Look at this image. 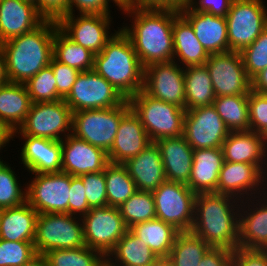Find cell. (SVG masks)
Listing matches in <instances>:
<instances>
[{"instance_id": "obj_1", "label": "cell", "mask_w": 267, "mask_h": 266, "mask_svg": "<svg viewBox=\"0 0 267 266\" xmlns=\"http://www.w3.org/2000/svg\"><path fill=\"white\" fill-rule=\"evenodd\" d=\"M131 14L133 25L121 30L130 38L135 52L145 68L153 63L173 61V23L179 14L174 9L138 8L124 11Z\"/></svg>"}, {"instance_id": "obj_2", "label": "cell", "mask_w": 267, "mask_h": 266, "mask_svg": "<svg viewBox=\"0 0 267 266\" xmlns=\"http://www.w3.org/2000/svg\"><path fill=\"white\" fill-rule=\"evenodd\" d=\"M235 200L239 203L238 198L226 194H196L191 232L211 247L235 250L239 242L238 207H243L241 203L236 205ZM231 202L236 204L233 205Z\"/></svg>"}, {"instance_id": "obj_3", "label": "cell", "mask_w": 267, "mask_h": 266, "mask_svg": "<svg viewBox=\"0 0 267 266\" xmlns=\"http://www.w3.org/2000/svg\"><path fill=\"white\" fill-rule=\"evenodd\" d=\"M54 20H45L34 30L2 44L8 82L25 84L41 69L50 65L53 57Z\"/></svg>"}, {"instance_id": "obj_4", "label": "cell", "mask_w": 267, "mask_h": 266, "mask_svg": "<svg viewBox=\"0 0 267 266\" xmlns=\"http://www.w3.org/2000/svg\"><path fill=\"white\" fill-rule=\"evenodd\" d=\"M125 98L143 90L144 67L134 50L130 38L119 29L104 49L94 55V68Z\"/></svg>"}, {"instance_id": "obj_5", "label": "cell", "mask_w": 267, "mask_h": 266, "mask_svg": "<svg viewBox=\"0 0 267 266\" xmlns=\"http://www.w3.org/2000/svg\"><path fill=\"white\" fill-rule=\"evenodd\" d=\"M128 101L152 142L183 135L185 109L153 98L144 90Z\"/></svg>"}, {"instance_id": "obj_6", "label": "cell", "mask_w": 267, "mask_h": 266, "mask_svg": "<svg viewBox=\"0 0 267 266\" xmlns=\"http://www.w3.org/2000/svg\"><path fill=\"white\" fill-rule=\"evenodd\" d=\"M131 109L128 99L113 108L72 113V134L108 153L114 143L121 118Z\"/></svg>"}, {"instance_id": "obj_7", "label": "cell", "mask_w": 267, "mask_h": 266, "mask_svg": "<svg viewBox=\"0 0 267 266\" xmlns=\"http://www.w3.org/2000/svg\"><path fill=\"white\" fill-rule=\"evenodd\" d=\"M86 246L83 223L68 213H38L34 248L43 255L55 249H73Z\"/></svg>"}, {"instance_id": "obj_8", "label": "cell", "mask_w": 267, "mask_h": 266, "mask_svg": "<svg viewBox=\"0 0 267 266\" xmlns=\"http://www.w3.org/2000/svg\"><path fill=\"white\" fill-rule=\"evenodd\" d=\"M263 0H233L226 15L229 51L241 52L267 27Z\"/></svg>"}, {"instance_id": "obj_9", "label": "cell", "mask_w": 267, "mask_h": 266, "mask_svg": "<svg viewBox=\"0 0 267 266\" xmlns=\"http://www.w3.org/2000/svg\"><path fill=\"white\" fill-rule=\"evenodd\" d=\"M19 131V132H18ZM72 134V110L64 99L54 102L32 103L23 124L12 133L13 136H34L62 141ZM61 133V134H60ZM15 134V135H14Z\"/></svg>"}, {"instance_id": "obj_10", "label": "cell", "mask_w": 267, "mask_h": 266, "mask_svg": "<svg viewBox=\"0 0 267 266\" xmlns=\"http://www.w3.org/2000/svg\"><path fill=\"white\" fill-rule=\"evenodd\" d=\"M152 194L157 219L172 225L179 232L191 231L196 194L187 184L166 180Z\"/></svg>"}, {"instance_id": "obj_11", "label": "cell", "mask_w": 267, "mask_h": 266, "mask_svg": "<svg viewBox=\"0 0 267 266\" xmlns=\"http://www.w3.org/2000/svg\"><path fill=\"white\" fill-rule=\"evenodd\" d=\"M82 217L79 222L82 220L86 246L105 258L128 230L117 207H92Z\"/></svg>"}, {"instance_id": "obj_12", "label": "cell", "mask_w": 267, "mask_h": 266, "mask_svg": "<svg viewBox=\"0 0 267 266\" xmlns=\"http://www.w3.org/2000/svg\"><path fill=\"white\" fill-rule=\"evenodd\" d=\"M126 99L95 70L80 72L71 92L64 99L72 113L82 110L113 108Z\"/></svg>"}, {"instance_id": "obj_13", "label": "cell", "mask_w": 267, "mask_h": 266, "mask_svg": "<svg viewBox=\"0 0 267 266\" xmlns=\"http://www.w3.org/2000/svg\"><path fill=\"white\" fill-rule=\"evenodd\" d=\"M35 174L25 190L26 202L38 213H68L71 175L64 172Z\"/></svg>"}, {"instance_id": "obj_14", "label": "cell", "mask_w": 267, "mask_h": 266, "mask_svg": "<svg viewBox=\"0 0 267 266\" xmlns=\"http://www.w3.org/2000/svg\"><path fill=\"white\" fill-rule=\"evenodd\" d=\"M205 65L216 97L249 95L251 79L246 73L240 52L210 54Z\"/></svg>"}, {"instance_id": "obj_15", "label": "cell", "mask_w": 267, "mask_h": 266, "mask_svg": "<svg viewBox=\"0 0 267 266\" xmlns=\"http://www.w3.org/2000/svg\"><path fill=\"white\" fill-rule=\"evenodd\" d=\"M229 133L213 105L186 110L183 137L193 150L221 148Z\"/></svg>"}, {"instance_id": "obj_16", "label": "cell", "mask_w": 267, "mask_h": 266, "mask_svg": "<svg viewBox=\"0 0 267 266\" xmlns=\"http://www.w3.org/2000/svg\"><path fill=\"white\" fill-rule=\"evenodd\" d=\"M143 90L153 98L186 110L184 67L175 61L145 67Z\"/></svg>"}, {"instance_id": "obj_17", "label": "cell", "mask_w": 267, "mask_h": 266, "mask_svg": "<svg viewBox=\"0 0 267 266\" xmlns=\"http://www.w3.org/2000/svg\"><path fill=\"white\" fill-rule=\"evenodd\" d=\"M110 15L74 14L62 16L58 21L59 29L73 42L89 49L93 54L100 53L114 36L109 35Z\"/></svg>"}, {"instance_id": "obj_18", "label": "cell", "mask_w": 267, "mask_h": 266, "mask_svg": "<svg viewBox=\"0 0 267 266\" xmlns=\"http://www.w3.org/2000/svg\"><path fill=\"white\" fill-rule=\"evenodd\" d=\"M65 140V141H64ZM62 172L71 176L104 171L109 164L107 153L73 134L61 141Z\"/></svg>"}, {"instance_id": "obj_19", "label": "cell", "mask_w": 267, "mask_h": 266, "mask_svg": "<svg viewBox=\"0 0 267 266\" xmlns=\"http://www.w3.org/2000/svg\"><path fill=\"white\" fill-rule=\"evenodd\" d=\"M179 13L191 24L198 41L209 54L229 51L225 17L209 12H196L188 4Z\"/></svg>"}, {"instance_id": "obj_20", "label": "cell", "mask_w": 267, "mask_h": 266, "mask_svg": "<svg viewBox=\"0 0 267 266\" xmlns=\"http://www.w3.org/2000/svg\"><path fill=\"white\" fill-rule=\"evenodd\" d=\"M151 143L140 118L130 109L121 118L114 143L107 153L109 163L124 164Z\"/></svg>"}, {"instance_id": "obj_21", "label": "cell", "mask_w": 267, "mask_h": 266, "mask_svg": "<svg viewBox=\"0 0 267 266\" xmlns=\"http://www.w3.org/2000/svg\"><path fill=\"white\" fill-rule=\"evenodd\" d=\"M264 174H266V172H262L254 164L224 161L219 173L217 193L235 196L239 201L244 203V199L242 201V199H240L241 197L245 194L249 196L251 191L253 192L250 193L252 197L253 194H255L254 191H256V189L259 190L258 187L264 185L263 182L266 181L264 178L266 179L267 177H264Z\"/></svg>"}, {"instance_id": "obj_22", "label": "cell", "mask_w": 267, "mask_h": 266, "mask_svg": "<svg viewBox=\"0 0 267 266\" xmlns=\"http://www.w3.org/2000/svg\"><path fill=\"white\" fill-rule=\"evenodd\" d=\"M45 20L36 6L29 2L0 1V34L3 42L34 30Z\"/></svg>"}, {"instance_id": "obj_23", "label": "cell", "mask_w": 267, "mask_h": 266, "mask_svg": "<svg viewBox=\"0 0 267 266\" xmlns=\"http://www.w3.org/2000/svg\"><path fill=\"white\" fill-rule=\"evenodd\" d=\"M22 137L25 143L20 158L27 170L32 174L62 172L61 141L34 136Z\"/></svg>"}, {"instance_id": "obj_24", "label": "cell", "mask_w": 267, "mask_h": 266, "mask_svg": "<svg viewBox=\"0 0 267 266\" xmlns=\"http://www.w3.org/2000/svg\"><path fill=\"white\" fill-rule=\"evenodd\" d=\"M155 143L160 151L166 180L188 184L192 170L193 149L183 135L163 138Z\"/></svg>"}, {"instance_id": "obj_25", "label": "cell", "mask_w": 267, "mask_h": 266, "mask_svg": "<svg viewBox=\"0 0 267 266\" xmlns=\"http://www.w3.org/2000/svg\"><path fill=\"white\" fill-rule=\"evenodd\" d=\"M123 165L135 182L137 190L153 192L166 181L162 158L155 142L137 156L129 158Z\"/></svg>"}, {"instance_id": "obj_26", "label": "cell", "mask_w": 267, "mask_h": 266, "mask_svg": "<svg viewBox=\"0 0 267 266\" xmlns=\"http://www.w3.org/2000/svg\"><path fill=\"white\" fill-rule=\"evenodd\" d=\"M224 163L221 148L193 150L192 170L187 186L195 193H217L219 173Z\"/></svg>"}, {"instance_id": "obj_27", "label": "cell", "mask_w": 267, "mask_h": 266, "mask_svg": "<svg viewBox=\"0 0 267 266\" xmlns=\"http://www.w3.org/2000/svg\"><path fill=\"white\" fill-rule=\"evenodd\" d=\"M224 161L234 163H250L256 165L262 172L267 159L266 150L259 133L253 131H230L221 146ZM264 159V160H263ZM264 162V163H263Z\"/></svg>"}, {"instance_id": "obj_28", "label": "cell", "mask_w": 267, "mask_h": 266, "mask_svg": "<svg viewBox=\"0 0 267 266\" xmlns=\"http://www.w3.org/2000/svg\"><path fill=\"white\" fill-rule=\"evenodd\" d=\"M32 101L25 84L6 82L0 85V126L11 134L23 124Z\"/></svg>"}, {"instance_id": "obj_29", "label": "cell", "mask_w": 267, "mask_h": 266, "mask_svg": "<svg viewBox=\"0 0 267 266\" xmlns=\"http://www.w3.org/2000/svg\"><path fill=\"white\" fill-rule=\"evenodd\" d=\"M38 212L27 202L0 210V239L34 242Z\"/></svg>"}, {"instance_id": "obj_30", "label": "cell", "mask_w": 267, "mask_h": 266, "mask_svg": "<svg viewBox=\"0 0 267 266\" xmlns=\"http://www.w3.org/2000/svg\"><path fill=\"white\" fill-rule=\"evenodd\" d=\"M174 56L185 66L205 65L210 54L198 41L191 24L179 13L173 23ZM177 56V57H176Z\"/></svg>"}, {"instance_id": "obj_31", "label": "cell", "mask_w": 267, "mask_h": 266, "mask_svg": "<svg viewBox=\"0 0 267 266\" xmlns=\"http://www.w3.org/2000/svg\"><path fill=\"white\" fill-rule=\"evenodd\" d=\"M264 196L265 197L261 199V201H263V199L265 200L262 204L261 201L259 205L256 202V207V205L251 206V204L249 205L248 203L249 213L246 210L239 214L238 247L267 250V199H265V194ZM250 207L256 208L251 209Z\"/></svg>"}, {"instance_id": "obj_32", "label": "cell", "mask_w": 267, "mask_h": 266, "mask_svg": "<svg viewBox=\"0 0 267 266\" xmlns=\"http://www.w3.org/2000/svg\"><path fill=\"white\" fill-rule=\"evenodd\" d=\"M115 262L113 261V258ZM109 257V258H108ZM159 257L129 229L105 258V265L151 266ZM120 262V263H119ZM117 263V264H116Z\"/></svg>"}, {"instance_id": "obj_33", "label": "cell", "mask_w": 267, "mask_h": 266, "mask_svg": "<svg viewBox=\"0 0 267 266\" xmlns=\"http://www.w3.org/2000/svg\"><path fill=\"white\" fill-rule=\"evenodd\" d=\"M129 230L146 243L159 258H168L179 233L172 225L157 218L137 223Z\"/></svg>"}, {"instance_id": "obj_34", "label": "cell", "mask_w": 267, "mask_h": 266, "mask_svg": "<svg viewBox=\"0 0 267 266\" xmlns=\"http://www.w3.org/2000/svg\"><path fill=\"white\" fill-rule=\"evenodd\" d=\"M184 84L186 110L213 105L216 96L206 65L185 67Z\"/></svg>"}, {"instance_id": "obj_35", "label": "cell", "mask_w": 267, "mask_h": 266, "mask_svg": "<svg viewBox=\"0 0 267 266\" xmlns=\"http://www.w3.org/2000/svg\"><path fill=\"white\" fill-rule=\"evenodd\" d=\"M94 55L89 49L73 42L59 28L55 31L53 57L80 72L93 70Z\"/></svg>"}, {"instance_id": "obj_36", "label": "cell", "mask_w": 267, "mask_h": 266, "mask_svg": "<svg viewBox=\"0 0 267 266\" xmlns=\"http://www.w3.org/2000/svg\"><path fill=\"white\" fill-rule=\"evenodd\" d=\"M211 246L191 231L179 232L169 253L173 266H198Z\"/></svg>"}, {"instance_id": "obj_37", "label": "cell", "mask_w": 267, "mask_h": 266, "mask_svg": "<svg viewBox=\"0 0 267 266\" xmlns=\"http://www.w3.org/2000/svg\"><path fill=\"white\" fill-rule=\"evenodd\" d=\"M107 202L110 207L119 208L136 191L135 182L123 164L109 163L104 169Z\"/></svg>"}, {"instance_id": "obj_38", "label": "cell", "mask_w": 267, "mask_h": 266, "mask_svg": "<svg viewBox=\"0 0 267 266\" xmlns=\"http://www.w3.org/2000/svg\"><path fill=\"white\" fill-rule=\"evenodd\" d=\"M249 95L216 97L213 106L230 131H249Z\"/></svg>"}, {"instance_id": "obj_39", "label": "cell", "mask_w": 267, "mask_h": 266, "mask_svg": "<svg viewBox=\"0 0 267 266\" xmlns=\"http://www.w3.org/2000/svg\"><path fill=\"white\" fill-rule=\"evenodd\" d=\"M48 266H102L105 257L88 246L73 249H55L43 254Z\"/></svg>"}, {"instance_id": "obj_40", "label": "cell", "mask_w": 267, "mask_h": 266, "mask_svg": "<svg viewBox=\"0 0 267 266\" xmlns=\"http://www.w3.org/2000/svg\"><path fill=\"white\" fill-rule=\"evenodd\" d=\"M119 210L128 229L137 223L156 219L154 197L150 191L137 190Z\"/></svg>"}, {"instance_id": "obj_41", "label": "cell", "mask_w": 267, "mask_h": 266, "mask_svg": "<svg viewBox=\"0 0 267 266\" xmlns=\"http://www.w3.org/2000/svg\"><path fill=\"white\" fill-rule=\"evenodd\" d=\"M56 78L49 65L30 78L25 86L32 103L54 102L63 98L57 93Z\"/></svg>"}, {"instance_id": "obj_42", "label": "cell", "mask_w": 267, "mask_h": 266, "mask_svg": "<svg viewBox=\"0 0 267 266\" xmlns=\"http://www.w3.org/2000/svg\"><path fill=\"white\" fill-rule=\"evenodd\" d=\"M8 164L0 159V210L11 208L26 202V193L22 191L16 174Z\"/></svg>"}, {"instance_id": "obj_43", "label": "cell", "mask_w": 267, "mask_h": 266, "mask_svg": "<svg viewBox=\"0 0 267 266\" xmlns=\"http://www.w3.org/2000/svg\"><path fill=\"white\" fill-rule=\"evenodd\" d=\"M246 73L250 79L267 67V27L259 37L241 52Z\"/></svg>"}, {"instance_id": "obj_44", "label": "cell", "mask_w": 267, "mask_h": 266, "mask_svg": "<svg viewBox=\"0 0 267 266\" xmlns=\"http://www.w3.org/2000/svg\"><path fill=\"white\" fill-rule=\"evenodd\" d=\"M36 255L34 242L0 239V266H22Z\"/></svg>"}, {"instance_id": "obj_45", "label": "cell", "mask_w": 267, "mask_h": 266, "mask_svg": "<svg viewBox=\"0 0 267 266\" xmlns=\"http://www.w3.org/2000/svg\"><path fill=\"white\" fill-rule=\"evenodd\" d=\"M85 187V196L90 208L107 206L104 171L80 175Z\"/></svg>"}, {"instance_id": "obj_46", "label": "cell", "mask_w": 267, "mask_h": 266, "mask_svg": "<svg viewBox=\"0 0 267 266\" xmlns=\"http://www.w3.org/2000/svg\"><path fill=\"white\" fill-rule=\"evenodd\" d=\"M249 130L259 133L267 126V94L251 90L248 97Z\"/></svg>"}, {"instance_id": "obj_47", "label": "cell", "mask_w": 267, "mask_h": 266, "mask_svg": "<svg viewBox=\"0 0 267 266\" xmlns=\"http://www.w3.org/2000/svg\"><path fill=\"white\" fill-rule=\"evenodd\" d=\"M50 66L56 78L57 93L65 99L71 92L72 86L80 71L57 61L54 57L50 61Z\"/></svg>"}, {"instance_id": "obj_48", "label": "cell", "mask_w": 267, "mask_h": 266, "mask_svg": "<svg viewBox=\"0 0 267 266\" xmlns=\"http://www.w3.org/2000/svg\"><path fill=\"white\" fill-rule=\"evenodd\" d=\"M85 187L80 176H71L70 195L68 202V214L74 215L80 213L85 215L91 208L87 203L85 196Z\"/></svg>"}, {"instance_id": "obj_49", "label": "cell", "mask_w": 267, "mask_h": 266, "mask_svg": "<svg viewBox=\"0 0 267 266\" xmlns=\"http://www.w3.org/2000/svg\"><path fill=\"white\" fill-rule=\"evenodd\" d=\"M232 266H267V250L237 247L232 252Z\"/></svg>"}, {"instance_id": "obj_50", "label": "cell", "mask_w": 267, "mask_h": 266, "mask_svg": "<svg viewBox=\"0 0 267 266\" xmlns=\"http://www.w3.org/2000/svg\"><path fill=\"white\" fill-rule=\"evenodd\" d=\"M110 0H68V14H73V7L81 14H102L110 15Z\"/></svg>"}, {"instance_id": "obj_51", "label": "cell", "mask_w": 267, "mask_h": 266, "mask_svg": "<svg viewBox=\"0 0 267 266\" xmlns=\"http://www.w3.org/2000/svg\"><path fill=\"white\" fill-rule=\"evenodd\" d=\"M37 10L46 20L58 21L68 14V0H37Z\"/></svg>"}, {"instance_id": "obj_52", "label": "cell", "mask_w": 267, "mask_h": 266, "mask_svg": "<svg viewBox=\"0 0 267 266\" xmlns=\"http://www.w3.org/2000/svg\"><path fill=\"white\" fill-rule=\"evenodd\" d=\"M194 1L188 0V5L196 12H209L216 16L226 17L233 0H199L197 4Z\"/></svg>"}, {"instance_id": "obj_53", "label": "cell", "mask_w": 267, "mask_h": 266, "mask_svg": "<svg viewBox=\"0 0 267 266\" xmlns=\"http://www.w3.org/2000/svg\"><path fill=\"white\" fill-rule=\"evenodd\" d=\"M232 252L223 247H211L198 266H232Z\"/></svg>"}, {"instance_id": "obj_54", "label": "cell", "mask_w": 267, "mask_h": 266, "mask_svg": "<svg viewBox=\"0 0 267 266\" xmlns=\"http://www.w3.org/2000/svg\"><path fill=\"white\" fill-rule=\"evenodd\" d=\"M188 0H133V7L180 10Z\"/></svg>"}, {"instance_id": "obj_55", "label": "cell", "mask_w": 267, "mask_h": 266, "mask_svg": "<svg viewBox=\"0 0 267 266\" xmlns=\"http://www.w3.org/2000/svg\"><path fill=\"white\" fill-rule=\"evenodd\" d=\"M251 90L267 94V67L251 79Z\"/></svg>"}, {"instance_id": "obj_56", "label": "cell", "mask_w": 267, "mask_h": 266, "mask_svg": "<svg viewBox=\"0 0 267 266\" xmlns=\"http://www.w3.org/2000/svg\"><path fill=\"white\" fill-rule=\"evenodd\" d=\"M8 82L7 75H6V65H5V55L0 47V85Z\"/></svg>"}, {"instance_id": "obj_57", "label": "cell", "mask_w": 267, "mask_h": 266, "mask_svg": "<svg viewBox=\"0 0 267 266\" xmlns=\"http://www.w3.org/2000/svg\"><path fill=\"white\" fill-rule=\"evenodd\" d=\"M22 266H48V263L43 255L37 254L28 263Z\"/></svg>"}, {"instance_id": "obj_58", "label": "cell", "mask_w": 267, "mask_h": 266, "mask_svg": "<svg viewBox=\"0 0 267 266\" xmlns=\"http://www.w3.org/2000/svg\"><path fill=\"white\" fill-rule=\"evenodd\" d=\"M12 134L4 127L0 126V150L10 141Z\"/></svg>"}, {"instance_id": "obj_59", "label": "cell", "mask_w": 267, "mask_h": 266, "mask_svg": "<svg viewBox=\"0 0 267 266\" xmlns=\"http://www.w3.org/2000/svg\"><path fill=\"white\" fill-rule=\"evenodd\" d=\"M121 10L125 11L127 9L133 8V0H113Z\"/></svg>"}, {"instance_id": "obj_60", "label": "cell", "mask_w": 267, "mask_h": 266, "mask_svg": "<svg viewBox=\"0 0 267 266\" xmlns=\"http://www.w3.org/2000/svg\"><path fill=\"white\" fill-rule=\"evenodd\" d=\"M151 266H173L168 258H158Z\"/></svg>"}, {"instance_id": "obj_61", "label": "cell", "mask_w": 267, "mask_h": 266, "mask_svg": "<svg viewBox=\"0 0 267 266\" xmlns=\"http://www.w3.org/2000/svg\"><path fill=\"white\" fill-rule=\"evenodd\" d=\"M264 149L267 151V126L259 132Z\"/></svg>"}, {"instance_id": "obj_62", "label": "cell", "mask_w": 267, "mask_h": 266, "mask_svg": "<svg viewBox=\"0 0 267 266\" xmlns=\"http://www.w3.org/2000/svg\"><path fill=\"white\" fill-rule=\"evenodd\" d=\"M23 1H25V2H29V3H31V4H33V5H35L36 8H37V0H23Z\"/></svg>"}, {"instance_id": "obj_63", "label": "cell", "mask_w": 267, "mask_h": 266, "mask_svg": "<svg viewBox=\"0 0 267 266\" xmlns=\"http://www.w3.org/2000/svg\"><path fill=\"white\" fill-rule=\"evenodd\" d=\"M3 40H2V37H1V34H0V47H2V44H3Z\"/></svg>"}, {"instance_id": "obj_64", "label": "cell", "mask_w": 267, "mask_h": 266, "mask_svg": "<svg viewBox=\"0 0 267 266\" xmlns=\"http://www.w3.org/2000/svg\"><path fill=\"white\" fill-rule=\"evenodd\" d=\"M106 266H123V265H106Z\"/></svg>"}]
</instances>
